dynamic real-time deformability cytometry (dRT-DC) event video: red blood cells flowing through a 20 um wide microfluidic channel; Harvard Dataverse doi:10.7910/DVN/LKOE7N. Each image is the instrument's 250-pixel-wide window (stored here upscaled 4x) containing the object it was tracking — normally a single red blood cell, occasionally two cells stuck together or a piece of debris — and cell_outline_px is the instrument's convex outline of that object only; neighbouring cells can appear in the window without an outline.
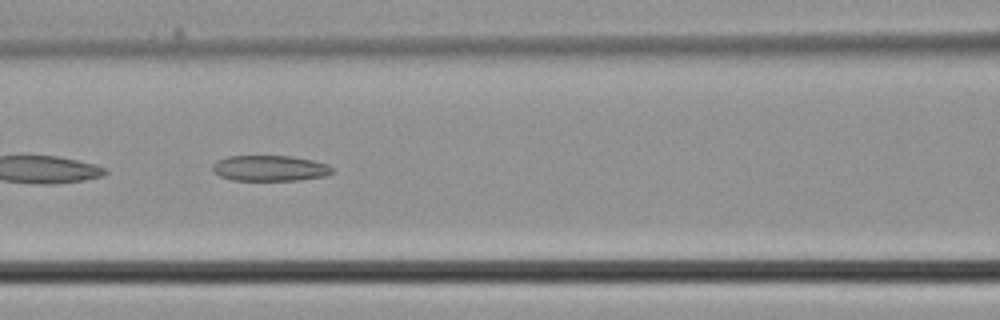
{"species": "common noctule bat (a hibernating species)", "species_latin": "Nyctalus noctula", "temperature_condition": "cold", "stored_images_in_passage": 26, "camera_frame_rate_fps": 3000, "um_per_image_px": 0.085, "animal": {"sex": "male", "body_mass_g": 21.5, "forearm_length_mm": 52.0}, "frame": {"image": 1, "passage_image": 8, "time_ms": 2.333, "image_size_px": [1000, 320], "cell_outline_px": [[332, 172], [324, 176], [296, 180], [232, 180], [220, 176], [212, 172], [212, 164], [216, 160], [228, 156], [292, 156], [312, 160], [328, 164], [332, 168]], "centroid_in_image_um": [22.88, 14.29], "position_along_channel_um": 143.7, "area_um2": 17.92}}
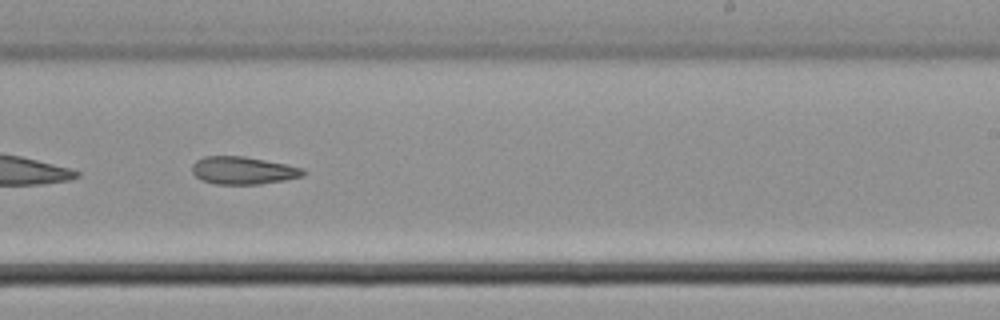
{"frame": {"image": 2, "passage_image": 15, "time_ms": 4.667, "image_size_px": [1000, 320], "cell_outline_px": [[304, 176], [284, 180], [260, 184], [216, 184], [200, 180], [192, 172], [192, 164], [196, 160], [204, 156], [244, 156], [304, 168]], "centroid_in_image_um": [20.63, 14.49], "position_along_channel_um": 268.4, "area_um2": 17.86}}